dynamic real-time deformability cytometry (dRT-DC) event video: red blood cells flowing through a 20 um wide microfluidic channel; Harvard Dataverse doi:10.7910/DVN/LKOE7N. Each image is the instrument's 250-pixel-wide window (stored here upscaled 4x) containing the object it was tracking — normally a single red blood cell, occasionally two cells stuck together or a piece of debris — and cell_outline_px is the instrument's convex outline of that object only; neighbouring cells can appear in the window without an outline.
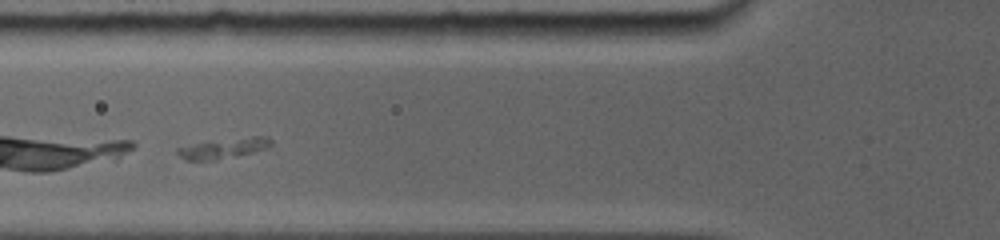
{"species": "common noctule bat (a hibernating species)", "species_latin": "Nyctalus noctula", "temperature_condition": "room temperature", "stored_images_in_passage": 3, "camera_frame_rate_fps": 5000, "um_per_image_px": 0.085, "animal": {"sex": "female", "body_mass_g": 19.0, "forearm_length_mm": 56.7}, "frame": {"image": 1, "passage_image": 2, "time_ms": 1.2, "image_size_px": [1000, 240], "cell_outline_px": [[272, 144], [268, 148], [252, 152], [216, 160], [184, 160], [176, 152], [176, 148], [192, 144], [252, 136], [268, 136], [272, 140]], "centroid_in_image_um": [19.02, 12.6], "position_along_channel_um": 106.8, "area_um2": 10.87}}